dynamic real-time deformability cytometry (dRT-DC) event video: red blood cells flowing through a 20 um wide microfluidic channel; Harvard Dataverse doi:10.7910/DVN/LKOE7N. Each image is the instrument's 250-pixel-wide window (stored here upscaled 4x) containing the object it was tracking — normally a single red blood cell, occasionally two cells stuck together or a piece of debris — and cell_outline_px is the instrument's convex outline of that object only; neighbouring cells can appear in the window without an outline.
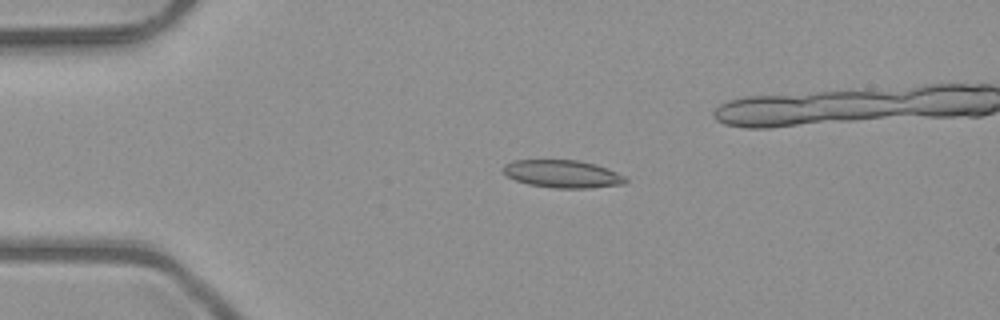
{"species": "common noctule bat (a hibernating species)", "species_latin": "Nyctalus noctula", "temperature_condition": "room temperature", "stored_images_in_passage": 6, "camera_frame_rate_fps": 3000, "um_per_image_px": 0.085, "animal": {"sex": "male", "body_mass_g": 23.1, "forearm_length_mm": 52.7}, "frame": {"image": 1, "passage_image": 4, "time_ms": 1.0, "image_size_px": [1000, 320], "cell_outline_px": [[628, 180], [624, 184], [592, 188], [556, 188], [528, 184], [516, 180], [508, 176], [504, 172], [504, 164], [512, 160], [580, 160], [596, 164], [608, 168], [624, 176]], "centroid_in_image_um": [47.85, 14.78], "position_along_channel_um": 37.2, "area_um2": 19.77}}